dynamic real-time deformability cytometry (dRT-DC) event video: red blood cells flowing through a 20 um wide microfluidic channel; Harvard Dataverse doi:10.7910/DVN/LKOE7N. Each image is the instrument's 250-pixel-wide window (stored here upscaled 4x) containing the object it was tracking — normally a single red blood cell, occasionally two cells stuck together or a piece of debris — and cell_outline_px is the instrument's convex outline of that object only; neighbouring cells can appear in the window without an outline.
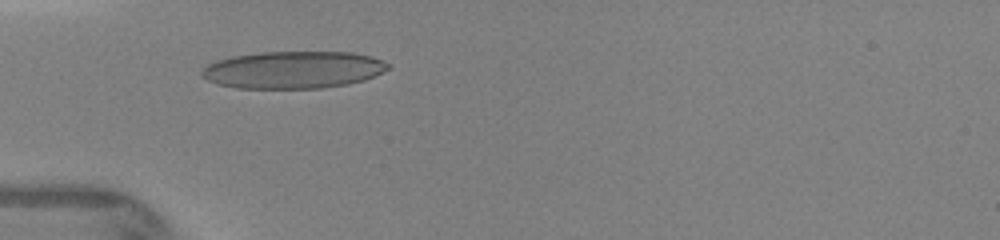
{"species": "human", "species_latin": "Homo sapiens", "temperature_condition": "warm", "stored_images_in_passage": 68, "camera_frame_rate_fps": 3000, "um_per_image_px": 0.085, "donor": {"sex": "female"}, "frame": {"image": 1, "passage_image": 1, "time_ms": 0.0, "image_size_px": [1000, 240], "cell_outline_px": [[392, 68], [364, 80], [348, 84], [320, 88], [236, 88], [216, 84], [200, 76], [200, 72], [208, 64], [216, 60], [232, 56], [260, 52], [352, 52], [372, 56], [392, 64]], "centroid_in_image_um": [24.93, 5.93], "position_along_channel_um": 60.1, "area_um2": 40.75}}
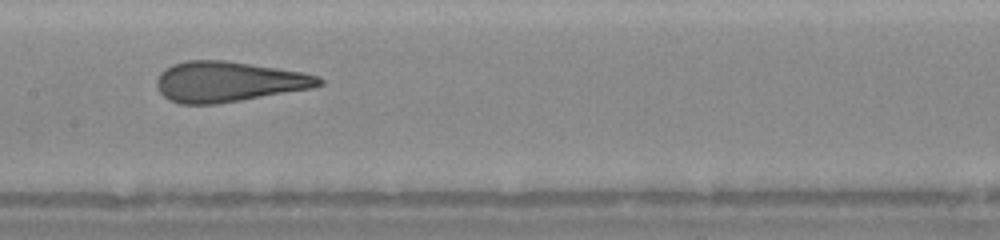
{"frame": {"image": 2, "passage_image": 24, "time_ms": 3.0, "image_size_px": [1000, 240], "cell_outline_px": [[324, 84], [312, 88], [216, 104], [180, 104], [168, 100], [160, 92], [156, 84], [156, 80], [160, 72], [172, 64], [184, 60], [224, 60], [252, 64], [304, 72], [320, 76], [324, 80]], "centroid_in_image_um": [19.41, 6.93], "position_along_channel_um": 188.0, "area_um2": 38.32}}
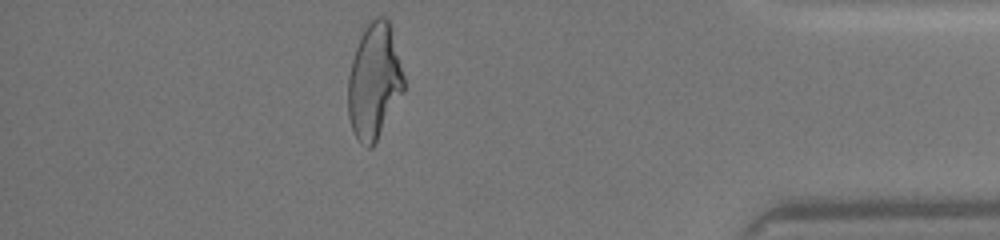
{"frame": {"image": 3, "passage_image": 66, "time_ms": 8.667, "image_size_px": [1000, 240], "cell_outline_px": [[404, 92], [372, 148], [368, 148], [360, 144], [352, 128], [348, 116], [348, 76], [352, 60], [360, 36], [368, 20], [376, 16], [384, 16], [388, 20], [404, 76]], "centroid_in_image_um": [31.79, 6.92], "position_along_channel_um": 403.4, "area_um2": 37.45}}